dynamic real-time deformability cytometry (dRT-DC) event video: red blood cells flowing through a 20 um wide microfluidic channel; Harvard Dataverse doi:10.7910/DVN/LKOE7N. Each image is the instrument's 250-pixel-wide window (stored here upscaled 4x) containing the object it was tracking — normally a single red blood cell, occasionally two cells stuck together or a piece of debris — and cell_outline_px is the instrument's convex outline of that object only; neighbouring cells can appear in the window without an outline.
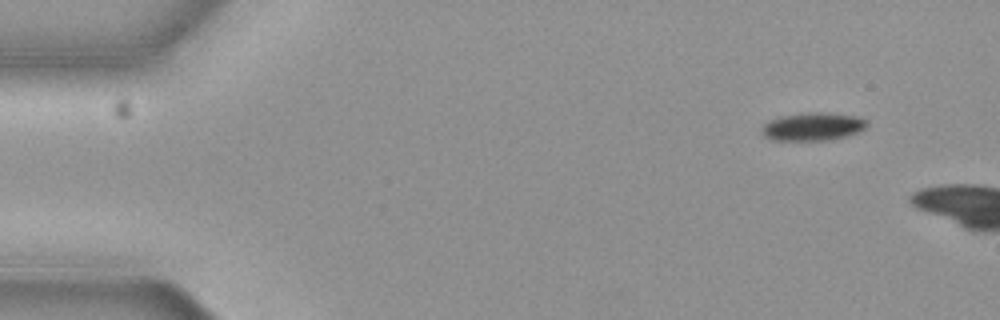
{"species": "common noctule bat (a hibernating species)", "species_latin": "Nyctalus noctula", "temperature_condition": "cold", "stored_images_in_passage": 3, "camera_frame_rate_fps": 3000, "um_per_image_px": 0.085, "animal": {"sex": "female", "body_mass_g": 19.3, "forearm_length_mm": 54.1}, "frame": {"image": 1, "passage_image": 1, "time_ms": 0.0, "image_size_px": [1000, 320], "cell_outline_px": [[868, 124], [864, 128], [856, 132], [844, 136], [824, 140], [772, 140], [764, 136], [760, 128], [768, 120], [780, 116], [804, 112], [828, 112], [860, 116], [868, 120]], "centroid_in_image_um": [69.07, 10.73], "position_along_channel_um": 15.9, "area_um2": 17.34}}